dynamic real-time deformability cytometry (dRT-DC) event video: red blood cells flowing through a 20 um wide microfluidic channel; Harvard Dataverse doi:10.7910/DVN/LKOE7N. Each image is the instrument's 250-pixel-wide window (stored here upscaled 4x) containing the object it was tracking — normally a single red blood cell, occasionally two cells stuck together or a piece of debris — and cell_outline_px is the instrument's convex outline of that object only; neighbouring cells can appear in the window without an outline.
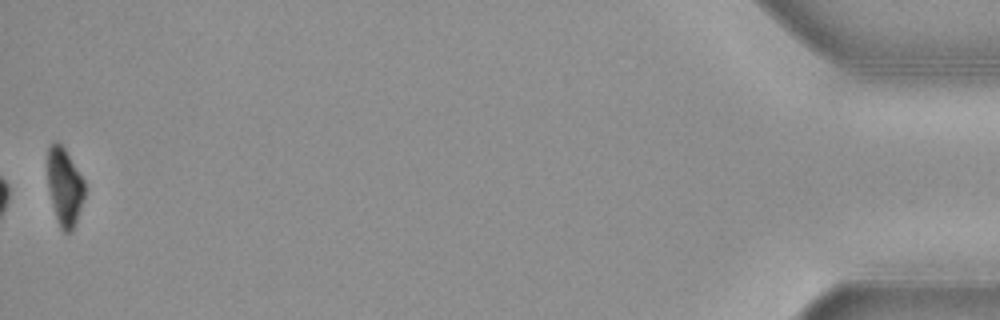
{"species": "common noctule bat (a hibernating species)", "species_latin": "Nyctalus noctula", "temperature_condition": "cold", "stored_images_in_passage": 40, "camera_frame_rate_fps": 3000, "um_per_image_px": 0.085, "animal": {"sex": "female", "body_mass_g": 19.3, "forearm_length_mm": 54.1}, "frame": {"image": 1, "passage_image": 40, "time_ms": 13.0, "image_size_px": [1000, 320], "cell_outline_px": [[84, 196], [72, 232], [64, 232], [60, 228], [52, 204], [48, 184], [48, 148], [56, 140], [64, 148], [84, 180]], "centroid_in_image_um": [5.48, 15.88], "position_along_channel_um": 429.7, "area_um2": 16.36}, "authors_computed_cell_mechanics": {"area_um2": 22.6576, "velocity_mm_per_s": 3.6762, "shape_relaxation_time_tau1_ms": 2.6988, "shape_relaxation_time_tau2_ms": null, "deformation_change_tau1": 0.0932, "deformation_change_tau2": null}}